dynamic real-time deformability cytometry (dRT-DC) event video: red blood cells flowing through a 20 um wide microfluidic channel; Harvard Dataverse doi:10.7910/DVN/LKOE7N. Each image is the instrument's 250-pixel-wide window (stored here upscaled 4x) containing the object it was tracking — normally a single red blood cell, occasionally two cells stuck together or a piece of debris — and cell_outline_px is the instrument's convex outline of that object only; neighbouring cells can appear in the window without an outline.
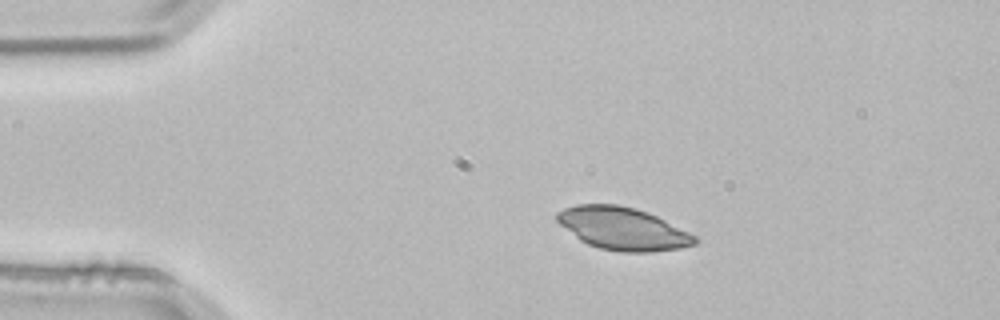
{"species": "common noctule bat (a hibernating species)", "species_latin": "Nyctalus noctula", "temperature_condition": "room temperature", "stored_images_in_passage": 2, "camera_frame_rate_fps": 3000, "um_per_image_px": 0.085, "animal": {"sex": "male", "body_mass_g": 21.5, "forearm_length_mm": 52.0}, "frame": {"image": 1, "passage_image": 1, "time_ms": 0.0, "image_size_px": [1000, 320], "cell_outline_px": [[696, 244], [680, 248], [648, 252], [620, 252], [600, 248], [588, 244], [580, 240], [560, 224], [556, 220], [556, 212], [564, 208], [576, 204], [616, 204], [636, 208], [648, 212], [696, 236]], "centroid_in_image_um": [52.91, 19.42], "position_along_channel_um": 32.1, "area_um2": 33.99}}